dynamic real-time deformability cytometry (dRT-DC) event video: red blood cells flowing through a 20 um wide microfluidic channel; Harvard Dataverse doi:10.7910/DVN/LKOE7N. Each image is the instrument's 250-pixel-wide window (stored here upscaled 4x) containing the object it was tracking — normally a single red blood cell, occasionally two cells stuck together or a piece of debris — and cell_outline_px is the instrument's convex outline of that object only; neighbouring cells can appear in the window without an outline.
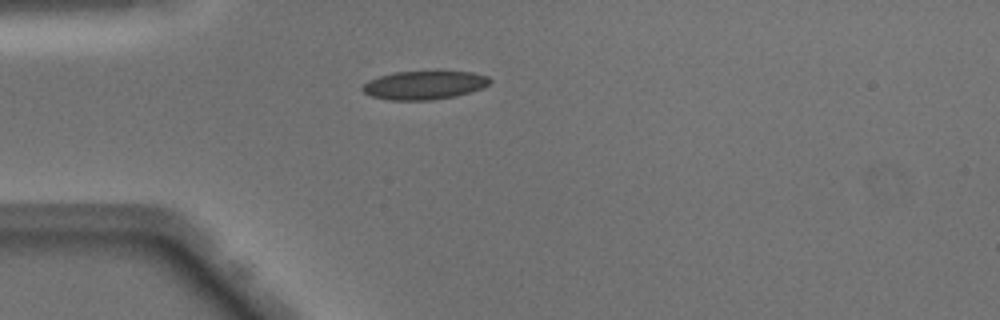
{"species": "Egyptian fruit bat (a non-hibernating species)", "species_latin": "Rousettus aegyptiacus", "temperature_condition": "warm", "stored_images_in_passage": 37, "camera_frame_rate_fps": 3000, "um_per_image_px": 0.085, "animal": {"sex": "male"}, "frame": {"image": 1, "passage_image": 1, "time_ms": 0.0, "image_size_px": [1000, 320], "cell_outline_px": [[492, 80], [488, 84], [480, 88], [456, 96], [432, 100], [388, 100], [372, 96], [364, 92], [360, 88], [368, 80], [380, 76], [396, 72], [472, 72], [488, 76]], "centroid_in_image_um": [36.03, 7.24], "position_along_channel_um": 49.0, "area_um2": 20.92}}
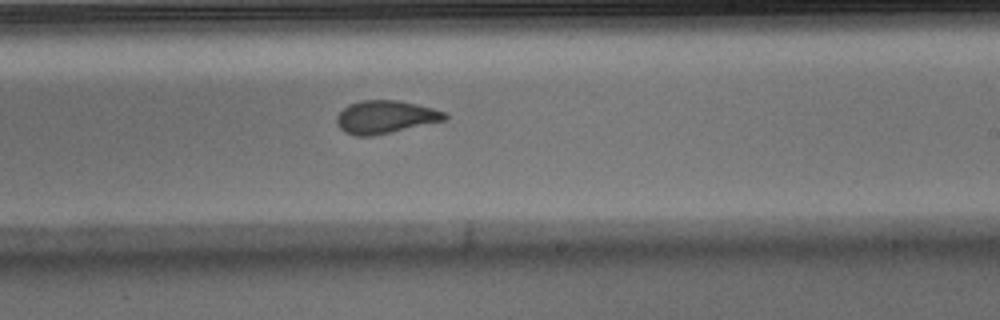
{"frame": {"image": 2, "passage_image": 17, "time_ms": 5.333, "image_size_px": [1000, 320], "cell_outline_px": [[448, 116], [444, 120], [372, 136], [356, 136], [344, 132], [336, 124], [336, 116], [348, 104], [360, 100], [396, 100], [432, 108], [448, 112]], "centroid_in_image_um": [32.71, 9.94], "position_along_channel_um": 256.3, "area_um2": 20.58}}
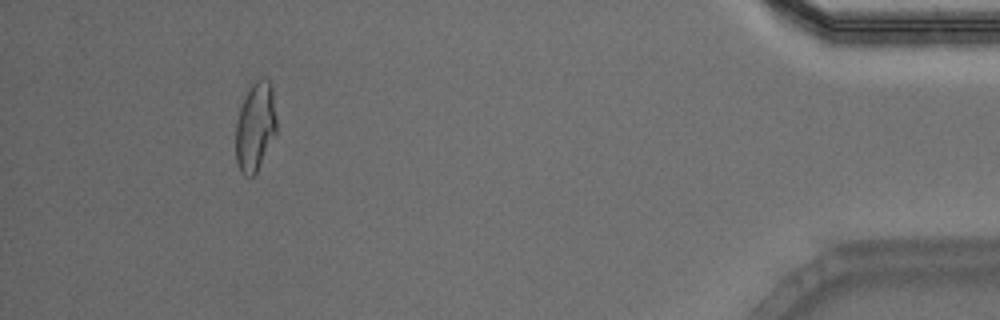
{"frame": {"image": 3, "passage_image": 33, "time_ms": 10.667, "image_size_px": [1000, 320], "cell_outline_px": [[276, 132], [256, 172], [252, 176], [244, 176], [240, 172], [236, 164], [236, 120], [244, 96], [248, 88], [260, 76], [264, 76], [272, 84], [276, 116]], "centroid_in_image_um": [21.69, 10.72], "position_along_channel_um": 413.5, "area_um2": 21.33}, "authors_computed_cell_mechanics": {"area_um2": 21.386, "velocity_mm_per_s": 4.102, "shape_relaxation_time_tau1_ms": null, "shape_relaxation_time_tau2_ms": 1.2942, "deformation_change_tau1": null, "deformation_change_tau2": 0.0621}}